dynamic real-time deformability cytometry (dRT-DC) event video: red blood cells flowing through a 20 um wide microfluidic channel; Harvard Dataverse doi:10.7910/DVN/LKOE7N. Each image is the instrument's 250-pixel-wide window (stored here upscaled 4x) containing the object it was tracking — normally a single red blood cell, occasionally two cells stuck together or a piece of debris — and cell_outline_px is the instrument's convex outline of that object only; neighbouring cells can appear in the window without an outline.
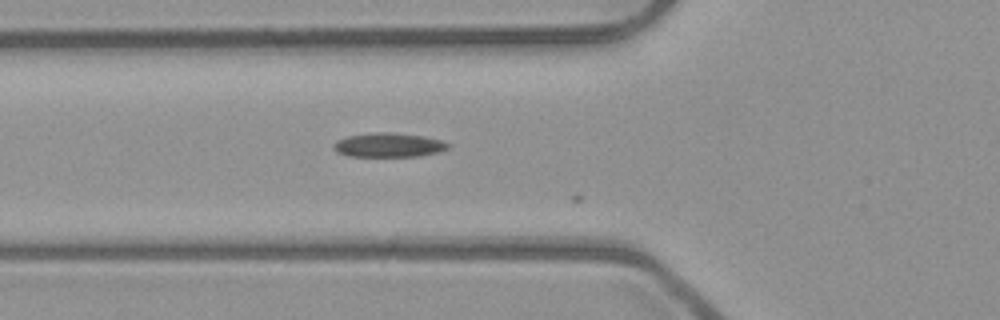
{"species": "common noctule bat (a hibernating species)", "species_latin": "Nyctalus noctula", "temperature_condition": "room temperature", "stored_images_in_passage": 6, "camera_frame_rate_fps": 3000, "um_per_image_px": 0.085, "animal": {"sex": "male", "body_mass_g": 23.1, "forearm_length_mm": 52.7}, "frame": {"image": 1, "passage_image": 3, "time_ms": 0.667, "image_size_px": [1000, 320], "cell_outline_px": [[452, 144], [448, 148], [436, 152], [420, 156], [348, 156], [336, 152], [332, 148], [336, 140], [348, 136], [368, 132], [384, 132], [420, 136], [440, 140]], "centroid_in_image_um": [32.97, 12.33], "position_along_channel_um": 92.8, "area_um2": 16.01}}